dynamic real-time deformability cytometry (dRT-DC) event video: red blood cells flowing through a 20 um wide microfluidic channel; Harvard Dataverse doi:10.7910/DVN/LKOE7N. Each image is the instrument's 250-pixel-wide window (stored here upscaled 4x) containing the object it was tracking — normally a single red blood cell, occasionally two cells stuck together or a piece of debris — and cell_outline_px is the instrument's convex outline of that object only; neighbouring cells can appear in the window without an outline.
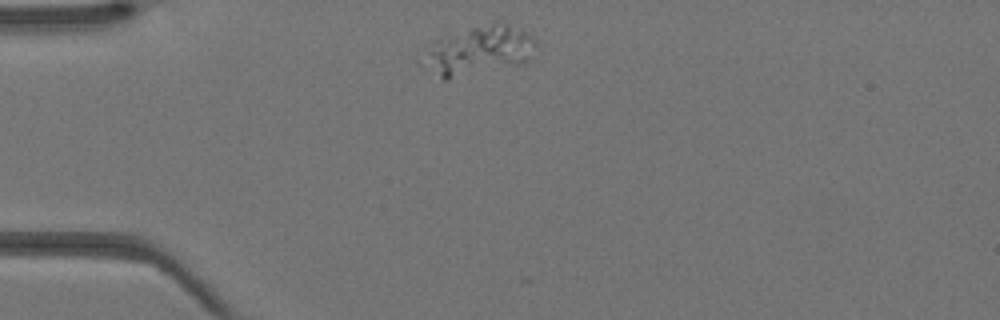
{"species": "Egyptian fruit bat (a non-hibernating species)", "species_latin": "Rousettus aegyptiacus", "temperature_condition": "warm", "stored_images_in_passage": 7, "camera_frame_rate_fps": 3000, "um_per_image_px": 0.085, "animal": {"sex": "female"}, "frame": {"image": 1, "passage_image": 1, "time_ms": 0.0, "image_size_px": [1000, 320], "cell_outline_px": [[536, 44], [528, 60], [524, 64], [448, 80], [444, 80], [440, 76], [428, 52], [432, 40], [440, 36], [496, 20], [504, 20], [532, 36], [536, 40]], "centroid_in_image_um": [40.87, 4.22], "position_along_channel_um": 44.1, "area_um2": 31.67}}
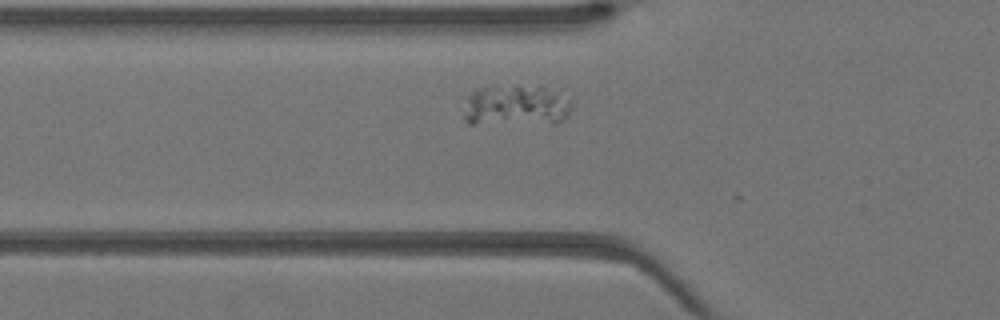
{"frame": {"image": 2, "passage_image": 5, "time_ms": 1.333, "image_size_px": [1000, 320], "cell_outline_px": [[572, 108], [568, 116], [556, 124], [468, 124], [464, 116], [464, 112], [468, 96], [476, 88], [492, 84], [540, 84], [568, 100], [572, 104]], "centroid_in_image_um": [43.84, 8.95], "position_along_channel_um": 82.0, "area_um2": 26.99}}